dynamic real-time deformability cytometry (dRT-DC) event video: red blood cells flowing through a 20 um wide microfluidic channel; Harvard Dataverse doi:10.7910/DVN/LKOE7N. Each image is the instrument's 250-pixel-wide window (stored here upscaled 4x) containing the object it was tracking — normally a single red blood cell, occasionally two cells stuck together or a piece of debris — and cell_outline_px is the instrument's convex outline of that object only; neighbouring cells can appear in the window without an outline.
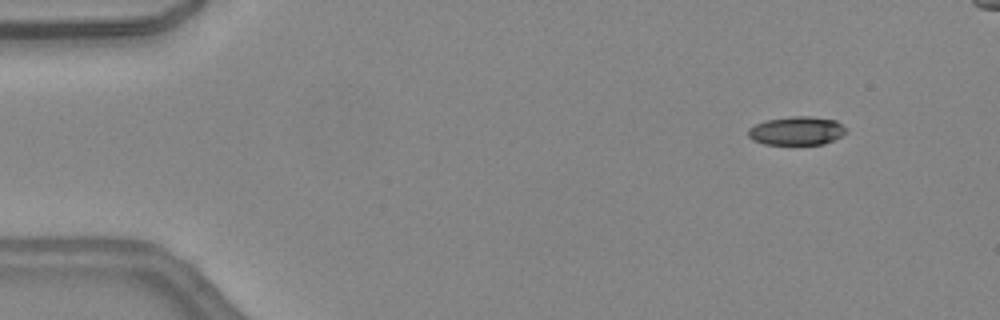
{"species": "common noctule bat (a hibernating species)", "species_latin": "Nyctalus noctula", "temperature_condition": "warm", "stored_images_in_passage": 41, "camera_frame_rate_fps": 3000, "um_per_image_px": 0.085, "animal": {"sex": "female", "body_mass_g": 24.6, "forearm_length_mm": 56.2}, "frame": {"image": 1, "passage_image": 2, "time_ms": 0.333, "image_size_px": [1000, 320], "cell_outline_px": [[848, 132], [824, 144], [764, 144], [752, 140], [748, 136], [748, 128], [756, 124], [768, 120], [792, 116], [808, 116], [836, 120], [848, 128]], "centroid_in_image_um": [67.74, 11.12], "position_along_channel_um": 17.3, "area_um2": 16.3}}
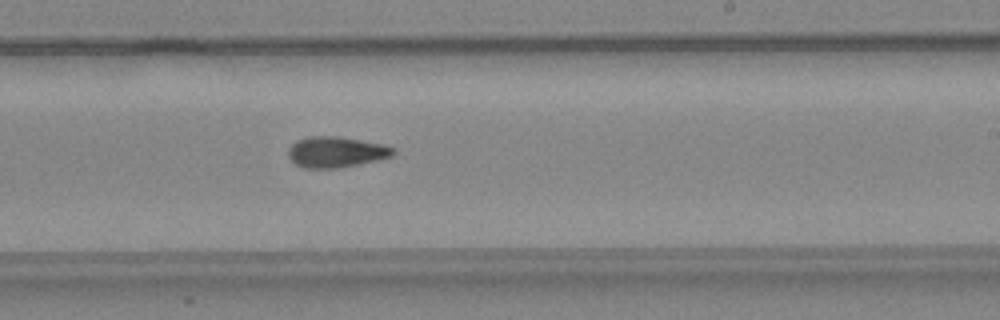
{"frame": {"image": 2, "passage_image": 25, "time_ms": 8.0, "image_size_px": [1000, 320], "cell_outline_px": [[396, 152], [392, 156], [376, 160], [340, 168], [304, 168], [296, 164], [288, 156], [288, 148], [296, 140], [308, 136], [340, 136], [384, 144], [396, 148]], "centroid_in_image_um": [28.58, 12.91], "position_along_channel_um": 260.4, "area_um2": 19.02}}
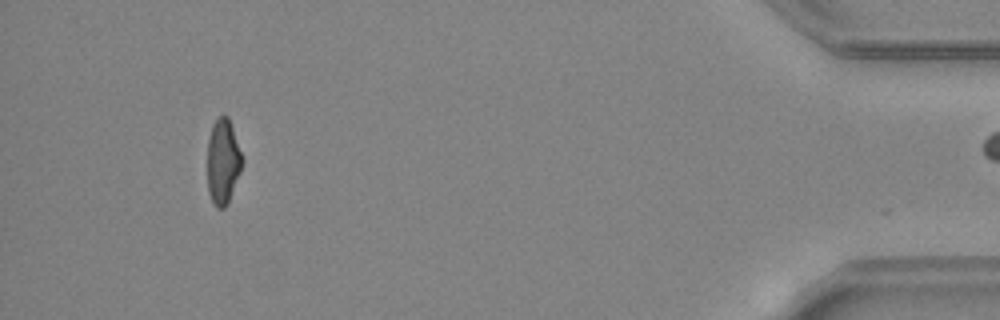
{"frame": {"image": 3, "passage_image": 40, "time_ms": 13.0, "image_size_px": [1000, 320], "cell_outline_px": [[244, 160], [240, 172], [228, 204], [224, 208], [216, 208], [212, 204], [208, 192], [208, 140], [212, 124], [220, 116], [228, 116]], "centroid_in_image_um": [18.95, 13.78], "position_along_channel_um": 416.2, "area_um2": 17.34}}